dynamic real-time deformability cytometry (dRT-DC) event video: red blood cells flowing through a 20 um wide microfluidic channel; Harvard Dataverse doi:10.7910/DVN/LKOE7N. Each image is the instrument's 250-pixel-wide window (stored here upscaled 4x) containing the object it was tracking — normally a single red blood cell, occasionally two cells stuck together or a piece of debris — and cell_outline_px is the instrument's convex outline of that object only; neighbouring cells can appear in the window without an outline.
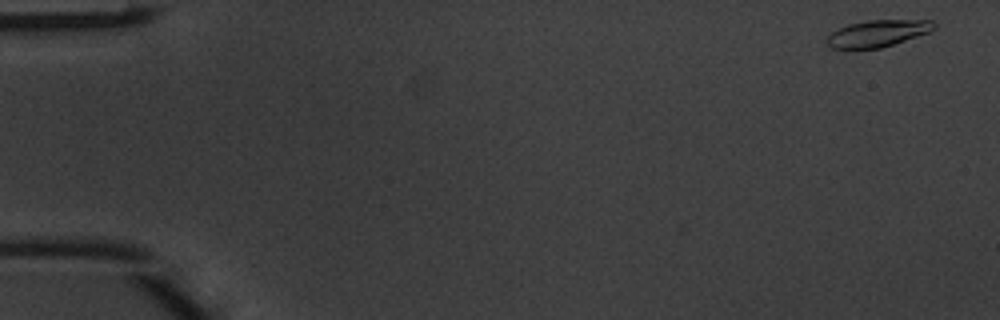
{"species": "common noctule bat (a hibernating species)", "species_latin": "Nyctalus noctula", "temperature_condition": "warm", "stored_images_in_passage": 48, "camera_frame_rate_fps": 3000, "um_per_image_px": 0.085, "animal": {"sex": "male", "body_mass_g": 20.1, "forearm_length_mm": 53.5}, "frame": {"image": 1, "passage_image": 1, "time_ms": 0.0, "image_size_px": [1000, 320], "cell_outline_px": [[936, 28], [932, 32], [880, 48], [832, 48], [828, 44], [828, 36], [832, 32], [848, 24], [868, 20], [932, 20], [936, 24]], "centroid_in_image_um": [74.68, 2.82], "position_along_channel_um": 10.3, "area_um2": 16.59}}
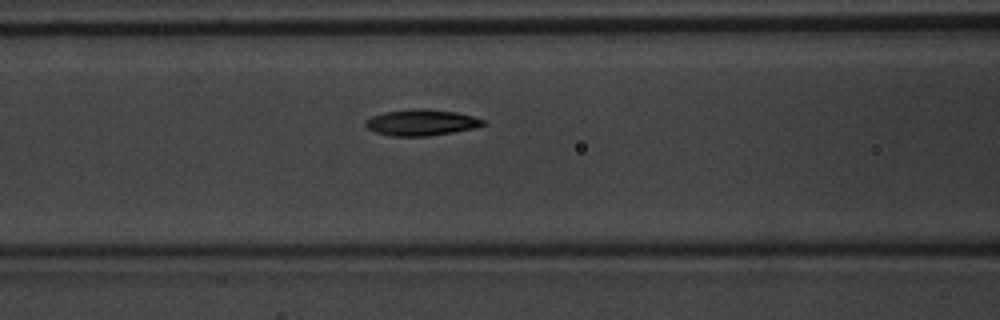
{"frame": {"image": 2, "passage_image": 20, "time_ms": 6.333, "image_size_px": [1000, 320], "cell_outline_px": [[488, 124], [472, 128], [452, 132], [428, 136], [392, 136], [376, 132], [368, 128], [364, 124], [364, 120], [372, 116], [384, 112], [412, 108], [424, 108], [456, 112], [472, 116], [484, 120]], "centroid_in_image_um": [35.79, 10.4], "position_along_channel_um": 130.8, "area_um2": 17.92}}
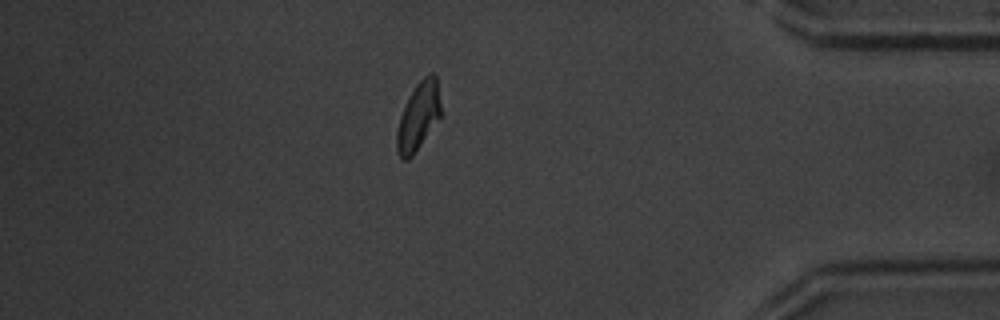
{"frame": {"image": 3, "passage_image": 42, "time_ms": 13.667, "image_size_px": [1000, 320], "cell_outline_px": [[440, 120], [412, 156], [408, 160], [404, 160], [400, 156], [396, 148], [396, 132], [400, 116], [416, 84], [428, 72], [432, 72], [436, 76], [440, 104]], "centroid_in_image_um": [35.57, 9.91], "position_along_channel_um": 399.6, "area_um2": 17.34}, "authors_computed_cell_mechanics": {"area_um2": 17.1666, "velocity_mm_per_s": 4.1263, "shape_relaxation_time_tau1_ms": 2.0425, "shape_relaxation_time_tau2_ms": 2.4617, "deformation_change_tau1": 0.1625, "deformation_change_tau2": 0.068}}